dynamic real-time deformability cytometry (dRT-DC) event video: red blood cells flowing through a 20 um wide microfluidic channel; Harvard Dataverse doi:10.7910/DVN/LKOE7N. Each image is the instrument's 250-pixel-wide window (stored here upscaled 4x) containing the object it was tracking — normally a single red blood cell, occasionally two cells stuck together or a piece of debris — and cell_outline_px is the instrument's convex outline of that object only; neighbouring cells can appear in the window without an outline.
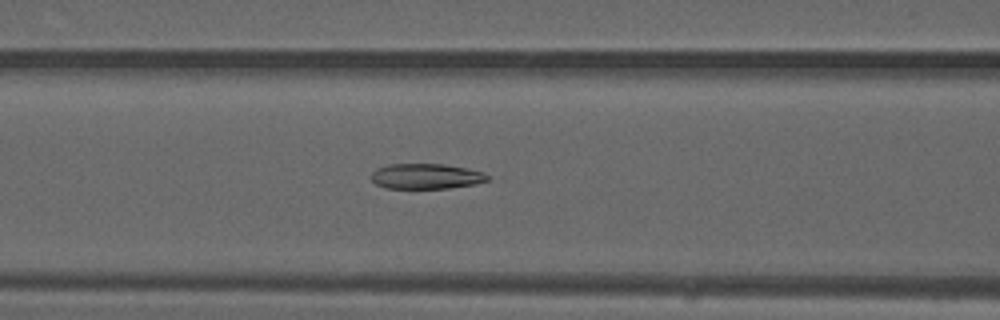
{"species": "common noctule bat (a hibernating species)", "species_latin": "Nyctalus noctula", "temperature_condition": "warm", "stored_images_in_passage": 46, "camera_frame_rate_fps": 3000, "um_per_image_px": 0.085, "animal": {"sex": "male", "forearm_length_mm": 52.5}, "frame": {"image": 1, "passage_image": 17, "time_ms": 5.333, "image_size_px": [1000, 320], "cell_outline_px": [[492, 176], [488, 180], [476, 184], [448, 188], [384, 188], [376, 184], [368, 176], [376, 168], [388, 164], [444, 164], [484, 172]], "centroid_in_image_um": [36.2, 14.98], "position_along_channel_um": 130.4, "area_um2": 17.34}}
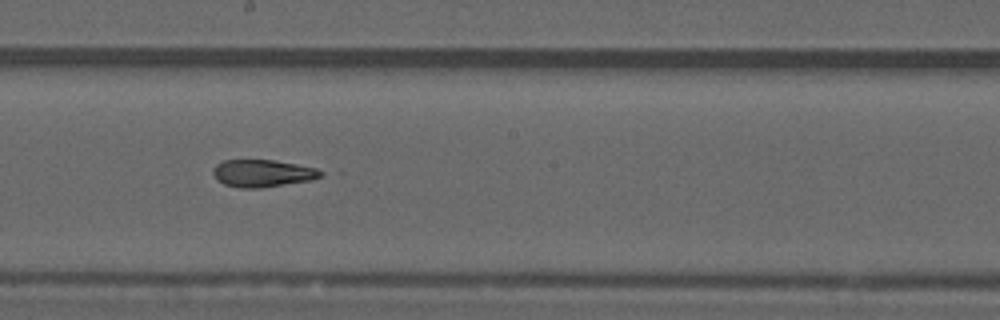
{"frame": {"image": 2, "passage_image": 24, "time_ms": 7.667, "image_size_px": [1000, 320], "cell_outline_px": [[324, 172], [320, 176], [308, 180], [260, 188], [240, 188], [224, 184], [216, 180], [212, 172], [212, 168], [216, 164], [224, 160], [272, 160], [296, 164], [316, 168]], "centroid_in_image_um": [22.25, 14.72], "position_along_channel_um": 226.0, "area_um2": 16.99}}
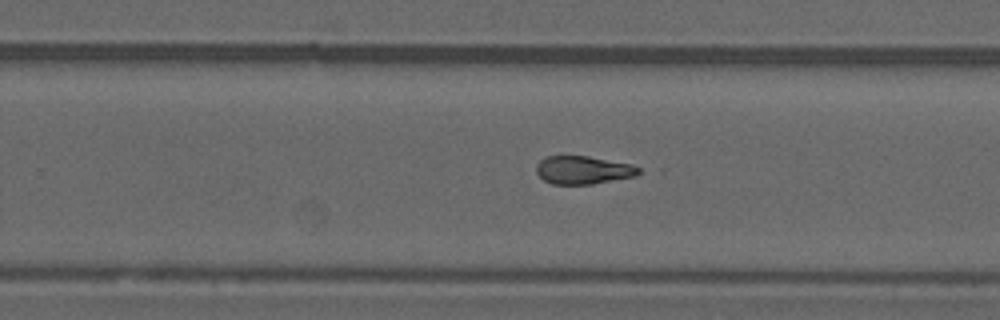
{"frame": {"image": 3, "passage_image": 28, "time_ms": 9.0, "image_size_px": [1000, 320], "cell_outline_px": [[640, 172], [636, 176], [592, 184], [552, 184], [544, 180], [536, 172], [536, 164], [544, 156], [588, 156], [632, 164], [640, 168]], "centroid_in_image_um": [49.56, 14.45], "position_along_channel_um": 280.2, "area_um2": 16.82}, "authors_computed_cell_mechanics": {"area_um2": 17.8602, "velocity_mm_per_s": 4.1058, "shape_relaxation_time_tau1_ms": null, "shape_relaxation_time_tau2_ms": 3.1499, "deformation_change_tau1": null, "deformation_change_tau2": 0.1062}}